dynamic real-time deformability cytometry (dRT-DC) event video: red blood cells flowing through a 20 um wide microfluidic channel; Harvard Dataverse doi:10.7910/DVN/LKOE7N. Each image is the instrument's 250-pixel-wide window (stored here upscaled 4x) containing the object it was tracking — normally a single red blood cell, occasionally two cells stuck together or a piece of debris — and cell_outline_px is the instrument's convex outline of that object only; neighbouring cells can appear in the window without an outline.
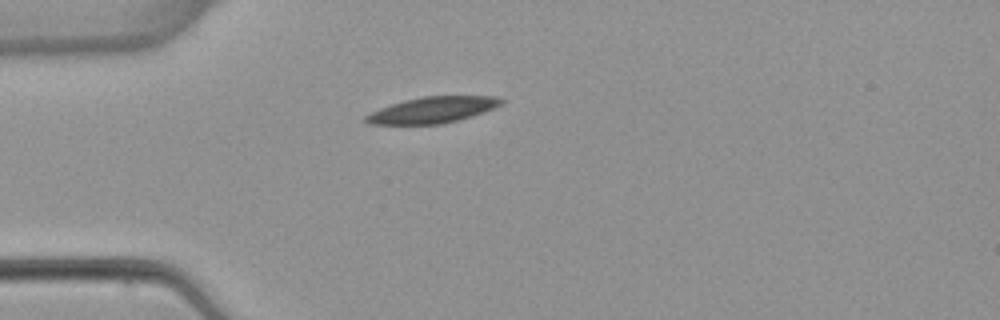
{"species": "common noctule bat (a hibernating species)", "species_latin": "Nyctalus noctula", "temperature_condition": "warm", "stored_images_in_passage": 5, "camera_frame_rate_fps": 3000, "um_per_image_px": 0.085, "animal": {"sex": "female", "body_mass_g": 22.7, "forearm_length_mm": 54.2}, "frame": {"image": 1, "passage_image": 5, "time_ms": 5.0, "image_size_px": [1000, 320], "cell_outline_px": [[504, 100], [500, 104], [484, 112], [460, 120], [440, 124], [368, 124], [364, 120], [364, 116], [380, 108], [404, 100], [424, 96], [496, 96]], "centroid_in_image_um": [36.75, 9.35], "position_along_channel_um": 48.2, "area_um2": 20.46}}